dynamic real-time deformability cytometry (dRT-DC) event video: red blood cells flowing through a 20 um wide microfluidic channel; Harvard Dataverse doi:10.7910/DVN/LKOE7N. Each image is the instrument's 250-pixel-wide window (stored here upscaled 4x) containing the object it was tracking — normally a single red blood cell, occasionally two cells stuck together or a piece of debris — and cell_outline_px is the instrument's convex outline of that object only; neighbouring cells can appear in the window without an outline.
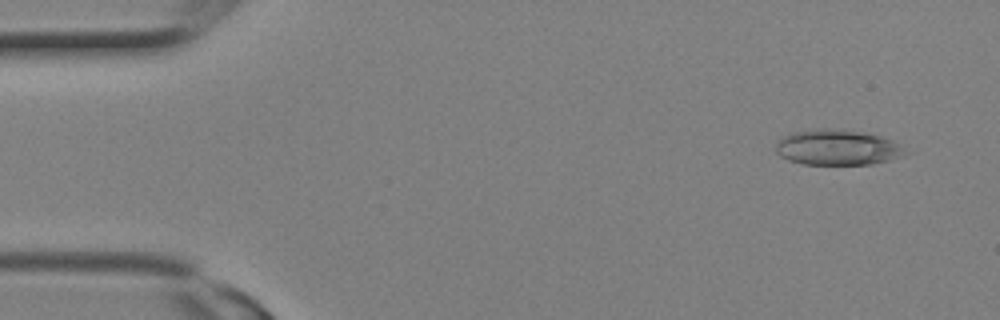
{"species": "Egyptian fruit bat (a non-hibernating species)", "species_latin": "Rousettus aegyptiacus", "temperature_condition": "room temperature", "stored_images_in_passage": 11, "camera_frame_rate_fps": 3000, "um_per_image_px": 0.085, "animal": {"sex": "female"}, "frame": {"image": 1, "passage_image": 2, "time_ms": 0.333, "image_size_px": [1000, 320], "cell_outline_px": [[912, 152], [904, 156], [872, 164], [804, 164], [788, 160], [780, 156], [776, 152], [776, 144], [784, 136], [792, 132], [824, 128], [828, 128], [864, 132], [880, 136], [892, 140], [900, 144]], "centroid_in_image_um": [71.24, 12.53], "position_along_channel_um": 13.8, "area_um2": 26.88}}
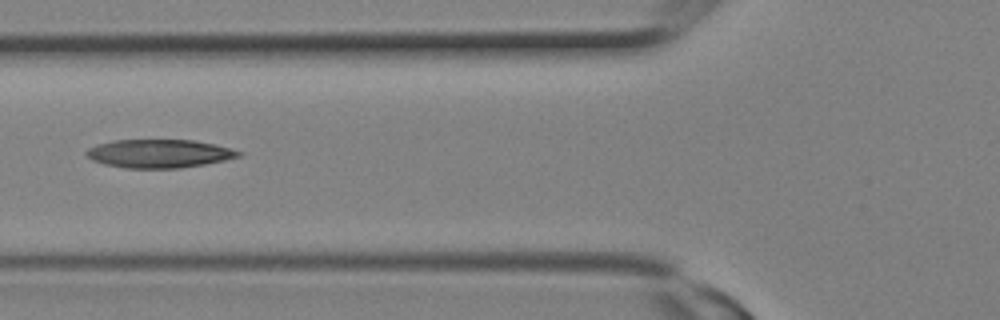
{"frame": {"image": 2, "passage_image": 10, "time_ms": 3.0, "image_size_px": [1000, 320], "cell_outline_px": [[244, 152], [240, 156], [224, 160], [204, 164], [180, 168], [124, 168], [104, 164], [92, 160], [84, 152], [88, 148], [96, 144], [116, 140], [192, 140], [212, 144]], "centroid_in_image_um": [13.49, 13.06], "position_along_channel_um": 112.3, "area_um2": 25.03}}